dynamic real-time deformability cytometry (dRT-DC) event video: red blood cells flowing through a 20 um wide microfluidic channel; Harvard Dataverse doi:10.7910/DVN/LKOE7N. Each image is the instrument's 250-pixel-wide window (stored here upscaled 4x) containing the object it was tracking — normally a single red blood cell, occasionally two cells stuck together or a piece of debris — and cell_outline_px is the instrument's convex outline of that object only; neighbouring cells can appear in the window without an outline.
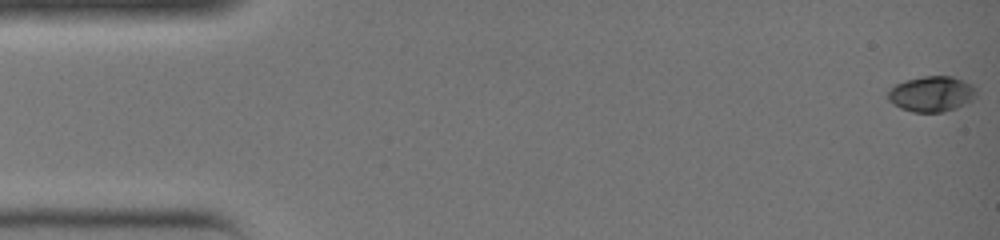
{"species": "common noctule bat (a hibernating species)", "species_latin": "Nyctalus noctula", "temperature_condition": "warm", "stored_images_in_passage": 37, "camera_frame_rate_fps": 3000, "um_per_image_px": 0.085, "animal": {"sex": "female", "body_mass_g": 19.0, "forearm_length_mm": 51.5}, "frame": {"image": 1, "passage_image": 1, "time_ms": 0.0, "image_size_px": [1000, 240], "cell_outline_px": [[976, 96], [972, 100], [956, 108], [944, 112], [912, 112], [900, 108], [892, 104], [888, 100], [888, 88], [904, 80], [924, 76], [952, 76], [972, 84], [976, 88]], "centroid_in_image_um": [79.16, 7.98], "position_along_channel_um": 5.8, "area_um2": 18.5}}
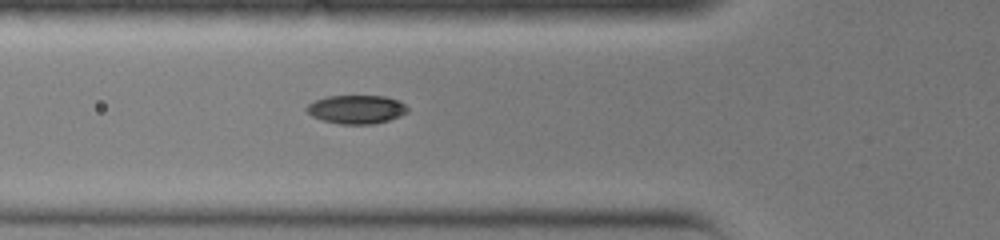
{"frame": {"image": 2, "passage_image": 14, "time_ms": 4.333, "image_size_px": [1000, 240], "cell_outline_px": [[408, 112], [400, 116], [388, 120], [372, 124], [340, 124], [324, 120], [312, 116], [304, 108], [308, 104], [316, 100], [328, 96], [384, 96], [400, 100], [408, 108]], "centroid_in_image_um": [30.31, 9.29], "position_along_channel_um": 95.5, "area_um2": 16.76}}
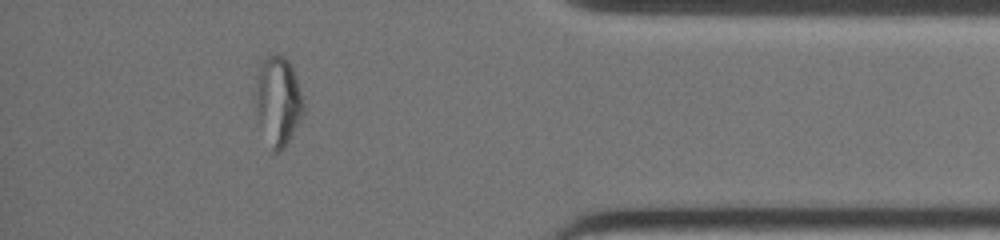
{"frame": {"image": 3, "passage_image": 33, "time_ms": 10.667, "image_size_px": [1000, 240], "cell_outline_px": [[304, 112], [284, 148], [280, 152], [272, 152], [260, 124], [252, 100], [256, 80], [260, 64], [268, 56], [284, 56], [288, 60], [292, 68], [304, 104]], "centroid_in_image_um": [23.59, 8.6], "position_along_channel_um": 411.6, "area_um2": 24.74}}